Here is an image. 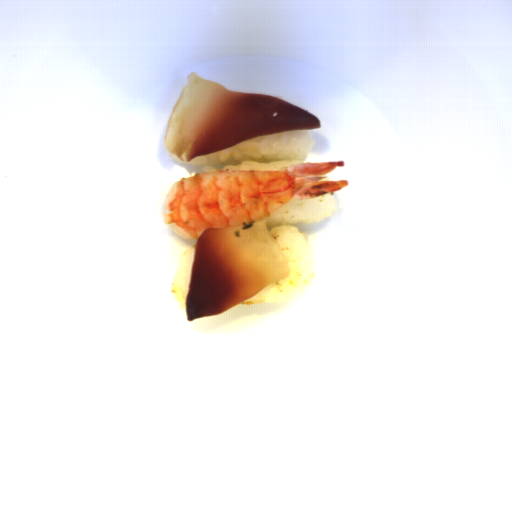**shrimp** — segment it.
<instances>
[{
    "mask_svg": "<svg viewBox=\"0 0 512 512\" xmlns=\"http://www.w3.org/2000/svg\"><path fill=\"white\" fill-rule=\"evenodd\" d=\"M345 161L303 163L279 170L199 172L176 181L164 197V225L197 240L204 230L263 220L292 198L315 199L342 190L348 180L326 175Z\"/></svg>",
    "mask_w": 512,
    "mask_h": 512,
    "instance_id": "a79e029a",
    "label": "shrimp"
}]
</instances>
